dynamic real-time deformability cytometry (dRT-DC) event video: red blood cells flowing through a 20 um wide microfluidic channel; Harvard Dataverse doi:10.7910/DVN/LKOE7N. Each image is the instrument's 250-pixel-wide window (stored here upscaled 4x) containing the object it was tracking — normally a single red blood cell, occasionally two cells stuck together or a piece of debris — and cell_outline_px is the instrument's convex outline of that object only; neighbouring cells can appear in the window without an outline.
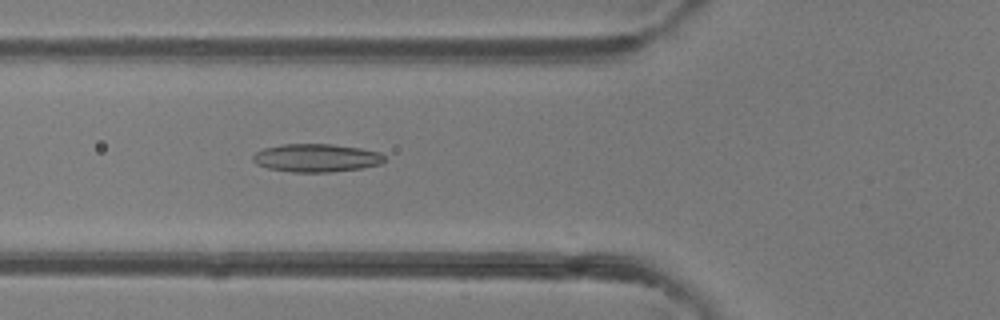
{"species": "common noctule bat (a hibernating species)", "species_latin": "Nyctalus noctula", "temperature_condition": "room temperature", "stored_images_in_passage": 46, "camera_frame_rate_fps": 3000, "um_per_image_px": 0.085, "animal": {"sex": "female"}, "frame": {"image": 1, "passage_image": 18, "time_ms": 5.667, "image_size_px": [1000, 320], "cell_outline_px": [[384, 160], [380, 164], [364, 168], [332, 172], [292, 172], [268, 168], [256, 164], [252, 160], [252, 156], [256, 152], [264, 148], [280, 144], [332, 144], [360, 148], [380, 152], [384, 156]], "centroid_in_image_um": [26.88, 13.42], "position_along_channel_um": 98.9, "area_um2": 21.68}}
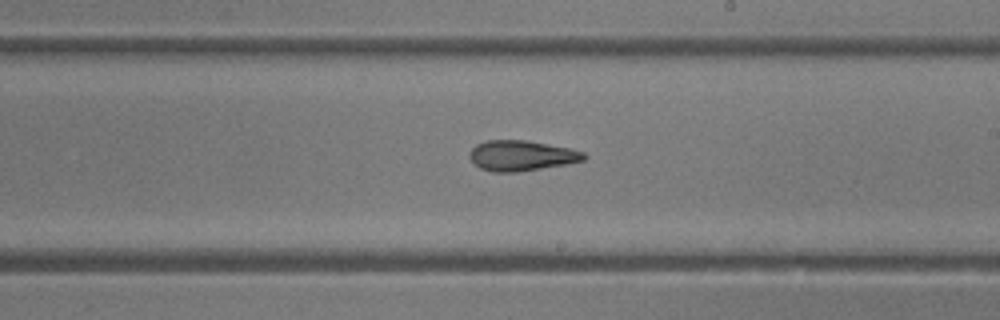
{"frame": {"image": 2, "passage_image": 28, "time_ms": 9.0, "image_size_px": [1000, 320], "cell_outline_px": [[588, 156], [584, 160], [568, 164], [516, 172], [492, 172], [480, 168], [468, 156], [468, 152], [476, 144], [488, 140], [528, 140], [568, 148], [584, 152]], "centroid_in_image_um": [44.32, 13.23], "position_along_channel_um": 244.7, "area_um2": 20.29}}
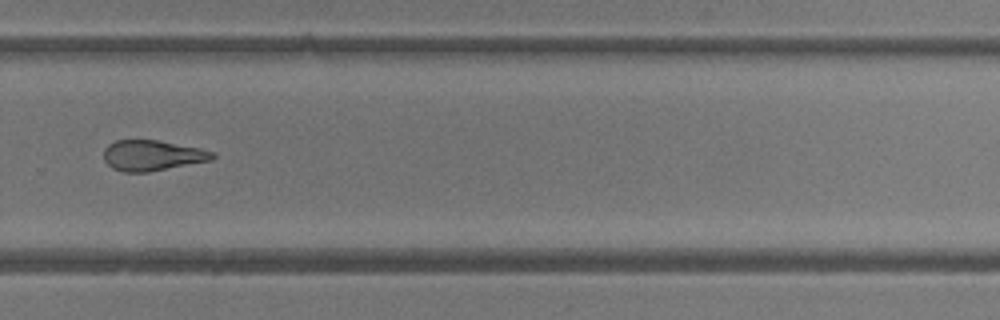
{"frame": {"image": 3, "passage_image": 33, "time_ms": 10.667, "image_size_px": [1000, 320], "cell_outline_px": [[216, 156], [212, 160], [148, 172], [124, 172], [112, 168], [104, 160], [104, 148], [108, 144], [116, 140], [156, 140], [200, 148], [212, 152]], "centroid_in_image_um": [12.92, 13.21], "position_along_channel_um": 316.9, "area_um2": 19.25}, "authors_computed_cell_mechanics": {"area_um2": 20.8947, "velocity_mm_per_s": 4.3601, "shape_relaxation_time_tau1_ms": 9.0936, "shape_relaxation_time_tau2_ms": 4.0648, "deformation_change_tau1": 0.1977, "deformation_change_tau2": 0.149}}